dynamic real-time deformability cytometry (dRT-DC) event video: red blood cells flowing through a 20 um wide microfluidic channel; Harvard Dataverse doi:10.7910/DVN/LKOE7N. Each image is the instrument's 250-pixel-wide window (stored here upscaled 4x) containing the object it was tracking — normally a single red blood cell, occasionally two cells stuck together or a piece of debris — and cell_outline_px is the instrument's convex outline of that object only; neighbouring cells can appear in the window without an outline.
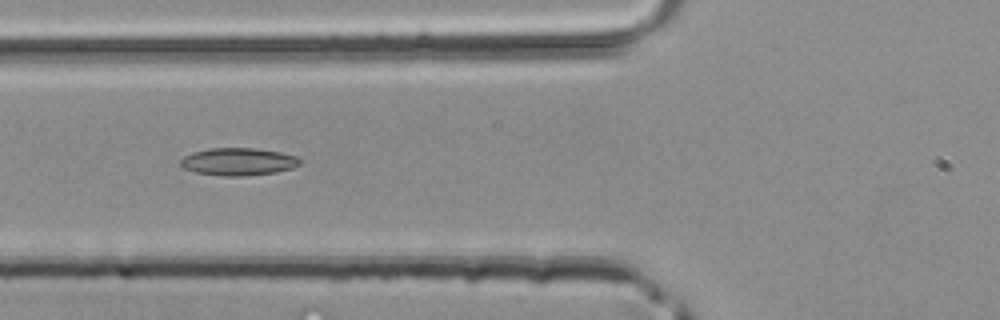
{"species": "common noctule bat (a hibernating species)", "species_latin": "Nyctalus noctula", "temperature_condition": "room temperature", "stored_images_in_passage": 33, "camera_frame_rate_fps": 3000, "um_per_image_px": 0.085, "animal": {"sex": "male", "body_mass_g": 20.4}, "frame": {"image": 1, "passage_image": 7, "time_ms": 2.0, "image_size_px": [1000, 320], "cell_outline_px": [[300, 164], [292, 168], [276, 172], [244, 176], [220, 176], [196, 172], [180, 168], [180, 160], [184, 156], [192, 152], [208, 148], [256, 148], [280, 152], [296, 156], [300, 160]], "centroid_in_image_um": [20.21, 13.74], "position_along_channel_um": 105.6, "area_um2": 19.31}}
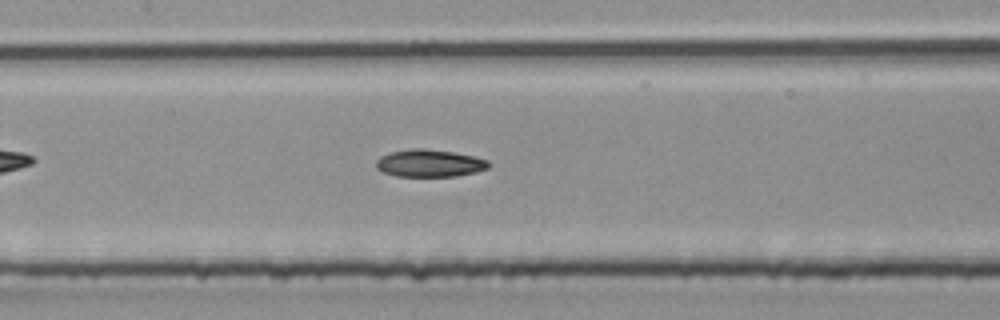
{"frame": {"image": 2, "passage_image": 11, "time_ms": 3.333, "image_size_px": [1000, 320], "cell_outline_px": [[488, 168], [476, 172], [456, 176], [396, 176], [384, 172], [376, 168], [376, 160], [380, 156], [392, 152], [412, 148], [424, 148], [452, 152], [472, 156], [488, 160]], "centroid_in_image_um": [36.49, 13.87], "position_along_channel_um": 170.9, "area_um2": 17.8}}
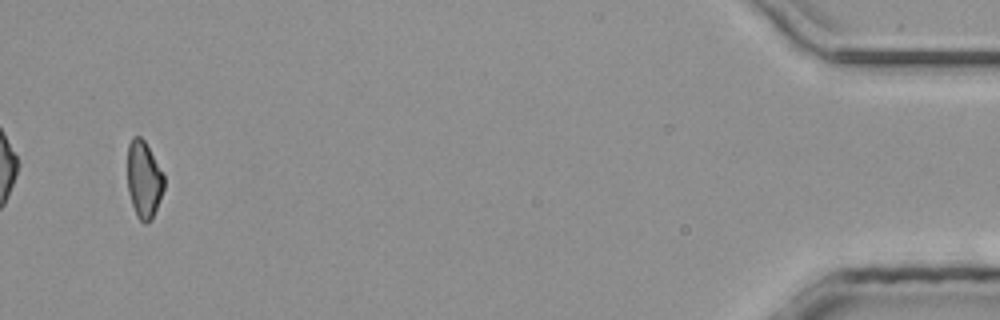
{"frame": {"image": 3, "passage_image": 32, "time_ms": 10.333, "image_size_px": [1000, 320], "cell_outline_px": [[164, 188], [160, 200], [152, 220], [148, 224], [144, 224], [136, 216], [128, 192], [128, 144], [132, 136], [140, 136], [144, 140], [164, 176]], "centroid_in_image_um": [12.22, 15.3], "position_along_channel_um": 423.0, "area_um2": 16.42}}